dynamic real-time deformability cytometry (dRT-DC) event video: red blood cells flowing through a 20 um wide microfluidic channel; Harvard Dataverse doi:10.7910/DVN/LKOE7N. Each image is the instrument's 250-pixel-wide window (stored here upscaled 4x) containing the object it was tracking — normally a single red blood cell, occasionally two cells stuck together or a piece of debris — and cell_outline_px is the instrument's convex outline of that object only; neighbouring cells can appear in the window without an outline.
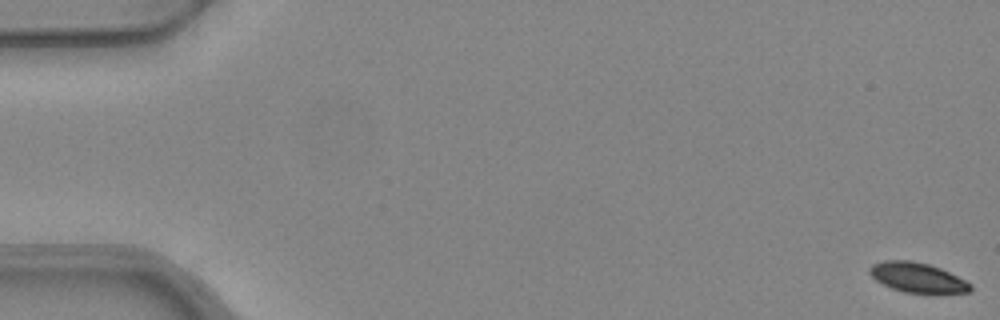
{"species": "common noctule bat (a hibernating species)", "species_latin": "Nyctalus noctula", "temperature_condition": "warm", "stored_images_in_passage": 18, "camera_frame_rate_fps": 3000, "um_per_image_px": 0.085, "animal": {"sex": "female", "body_mass_g": 24.6, "forearm_length_mm": 56.2}, "frame": {"image": 1, "passage_image": 1, "time_ms": 0.0, "image_size_px": [1000, 320], "cell_outline_px": [[972, 288], [968, 292], [904, 292], [892, 288], [876, 280], [868, 272], [868, 268], [872, 264], [884, 260], [912, 260], [928, 264], [940, 268], [972, 284]], "centroid_in_image_um": [77.93, 23.56], "position_along_channel_um": 7.1, "area_um2": 17.17}}
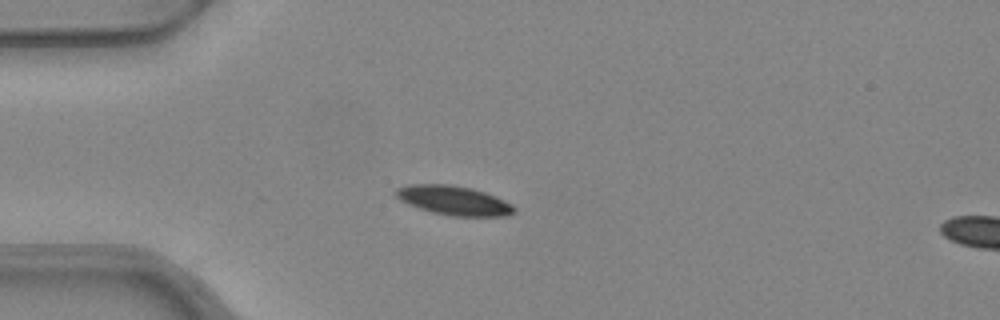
{"frame": {"image": 2, "passage_image": 15, "time_ms": 4.667, "image_size_px": [1000, 320], "cell_outline_px": [[516, 212], [508, 216], [448, 216], [432, 212], [408, 204], [400, 200], [396, 196], [396, 188], [408, 184], [452, 184], [472, 188], [496, 196], [512, 204], [516, 208]], "centroid_in_image_um": [38.6, 17.04], "position_along_channel_um": 46.4, "area_um2": 20.35}}